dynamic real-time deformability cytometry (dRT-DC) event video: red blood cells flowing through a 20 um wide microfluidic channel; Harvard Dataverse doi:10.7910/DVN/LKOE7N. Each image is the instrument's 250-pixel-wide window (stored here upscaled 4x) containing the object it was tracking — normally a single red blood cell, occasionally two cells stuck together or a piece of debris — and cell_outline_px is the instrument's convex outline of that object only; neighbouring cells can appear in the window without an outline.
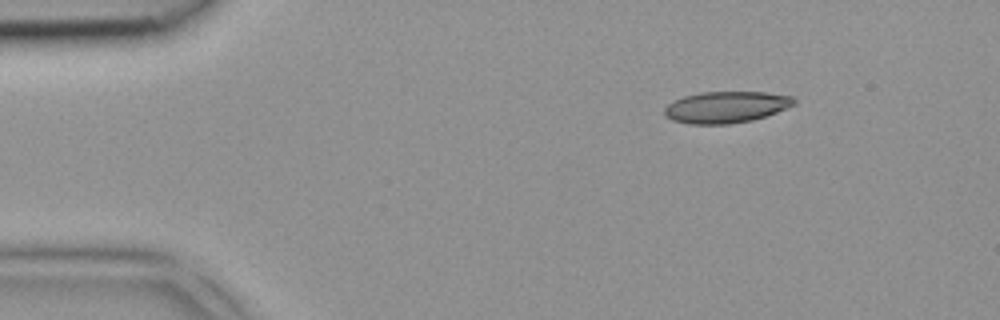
{"species": "common noctule bat (a hibernating species)", "species_latin": "Nyctalus noctula", "temperature_condition": "room temperature", "stored_images_in_passage": 5, "camera_frame_rate_fps": 3000, "um_per_image_px": 0.085, "animal": {"sex": "female", "body_mass_g": 18.4}, "frame": {"image": 1, "passage_image": 1, "time_ms": 0.0, "image_size_px": [1000, 320], "cell_outline_px": [[796, 104], [776, 112], [752, 120], [728, 124], [688, 124], [672, 120], [664, 116], [664, 108], [668, 104], [684, 96], [700, 92], [764, 92], [792, 96], [796, 100]], "centroid_in_image_um": [61.7, 9.1], "position_along_channel_um": 23.3, "area_um2": 23.76}}
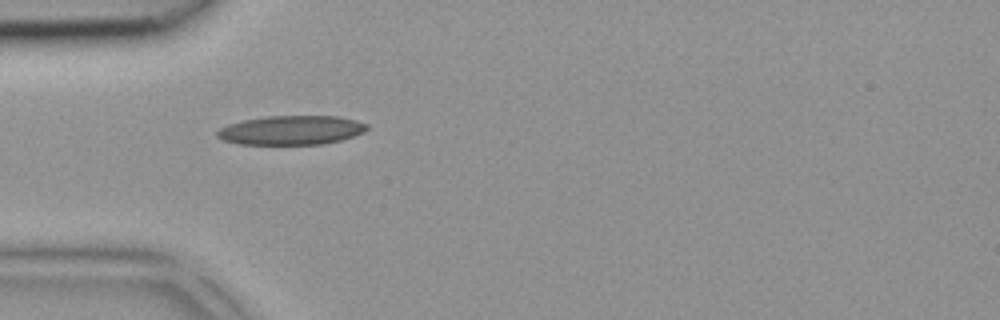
{"frame": {"image": 2, "passage_image": 3, "time_ms": 0.667, "image_size_px": [1000, 320], "cell_outline_px": [[368, 128], [364, 132], [340, 140], [324, 144], [240, 144], [224, 140], [216, 136], [216, 132], [220, 128], [228, 124], [244, 120], [268, 116], [336, 116], [356, 120], [368, 124]], "centroid_in_image_um": [24.76, 11.06], "position_along_channel_um": 60.2, "area_um2": 25.32}}
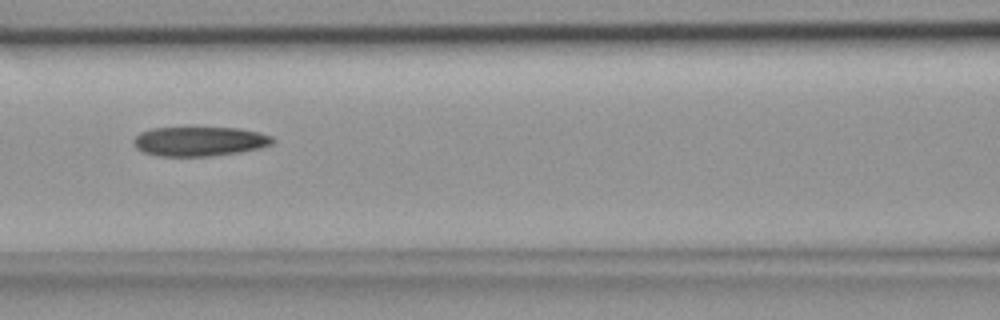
{"frame": {"image": 3, "passage_image": 5, "time_ms": 1.333, "image_size_px": [1000, 320], "cell_outline_px": [[276, 140], [272, 144], [260, 148], [240, 152], [212, 156], [156, 156], [144, 152], [136, 148], [132, 144], [132, 140], [140, 132], [152, 128], [236, 128], [260, 132], [272, 136]], "centroid_in_image_um": [16.95, 12.02], "position_along_channel_um": 149.6, "area_um2": 23.99}}